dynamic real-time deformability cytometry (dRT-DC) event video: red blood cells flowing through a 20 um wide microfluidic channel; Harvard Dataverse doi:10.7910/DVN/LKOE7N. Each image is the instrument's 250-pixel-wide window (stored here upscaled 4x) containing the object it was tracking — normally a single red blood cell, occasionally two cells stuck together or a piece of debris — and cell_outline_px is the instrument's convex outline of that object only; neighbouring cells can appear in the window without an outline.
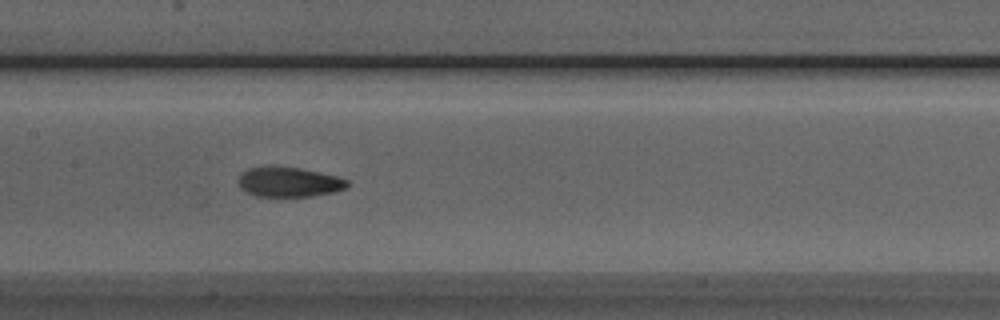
{"species": "Egyptian fruit bat (a non-hibernating species)", "species_latin": "Rousettus aegyptiacus", "temperature_condition": "room temperature", "stored_images_in_passage": 40, "camera_frame_rate_fps": 3000, "um_per_image_px": 0.085, "animal": {"sex": "male"}, "frame": {"image": 1, "passage_image": 13, "time_ms": 4.0, "image_size_px": [1000, 320], "cell_outline_px": [[348, 184], [344, 188], [332, 192], [312, 196], [256, 196], [240, 188], [236, 180], [240, 172], [248, 168], [268, 164], [276, 164], [300, 168], [336, 176], [348, 180]], "centroid_in_image_um": [24.45, 15.43], "position_along_channel_um": 182.9, "area_um2": 19.36}}
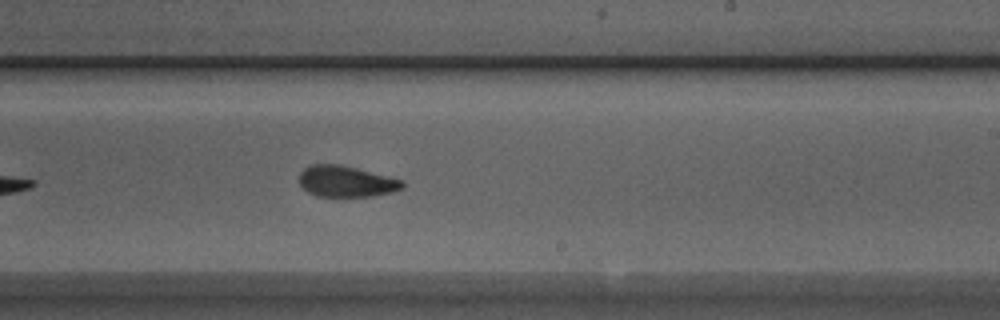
{"frame": {"image": 2, "passage_image": 19, "time_ms": 6.0, "image_size_px": [1000, 320], "cell_outline_px": [[404, 188], [392, 192], [372, 196], [316, 196], [308, 192], [300, 184], [300, 172], [308, 164], [340, 164], [404, 180]], "centroid_in_image_um": [29.43, 15.41], "position_along_channel_um": 259.6, "area_um2": 18.73}}
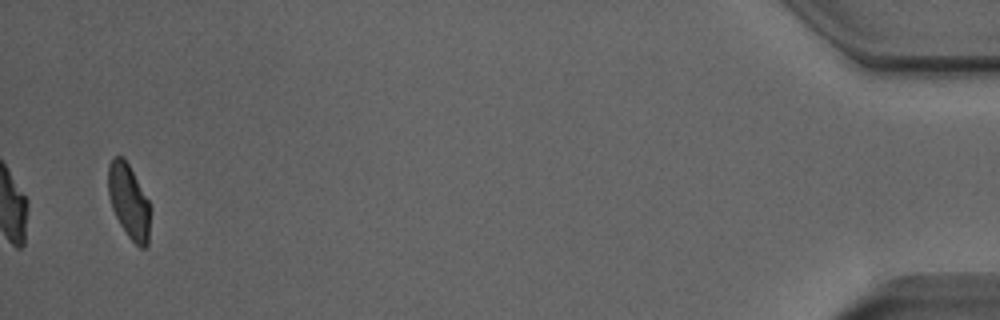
{"frame": {"image": 3, "passage_image": 39, "time_ms": 12.667, "image_size_px": [1000, 320], "cell_outline_px": [[152, 208], [148, 244], [144, 248], [140, 248], [128, 236], [120, 224], [112, 208], [108, 196], [108, 164], [116, 156], [124, 156], [152, 204]], "centroid_in_image_um": [10.99, 17.11], "position_along_channel_um": 424.2, "area_um2": 18.73}, "authors_computed_cell_mechanics": {"area_um2": 19.3052, "velocity_mm_per_s": 3.8573, "shape_relaxation_time_tau1_ms": 6.3221, "shape_relaxation_time_tau2_ms": 2.2261, "deformation_change_tau1": 0.1625, "deformation_change_tau2": 0.0756}}